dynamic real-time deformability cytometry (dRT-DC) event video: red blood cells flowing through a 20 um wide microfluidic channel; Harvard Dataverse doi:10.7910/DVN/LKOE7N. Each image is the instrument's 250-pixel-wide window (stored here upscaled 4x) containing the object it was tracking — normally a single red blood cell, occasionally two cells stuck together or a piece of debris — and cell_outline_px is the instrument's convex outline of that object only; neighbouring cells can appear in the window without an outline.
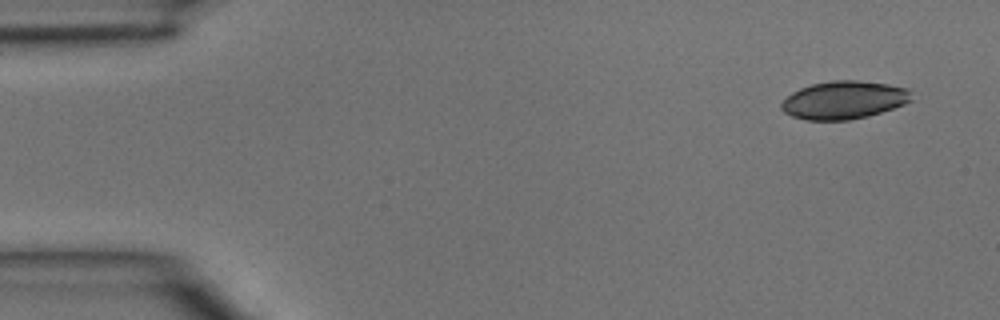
{"species": "common noctule bat (a hibernating species)", "species_latin": "Nyctalus noctula", "temperature_condition": "room temperature", "stored_images_in_passage": 4, "camera_frame_rate_fps": 3000, "um_per_image_px": 0.085, "animal": {"sex": "male", "body_mass_g": 15.6}, "frame": {"image": 1, "passage_image": 1, "time_ms": 0.0, "image_size_px": [1000, 320], "cell_outline_px": [[912, 100], [904, 104], [868, 116], [848, 120], [804, 120], [792, 116], [784, 112], [780, 108], [780, 104], [792, 92], [800, 88], [812, 84], [832, 80], [856, 80], [888, 84], [908, 88]], "centroid_in_image_um": [71.71, 8.5], "position_along_channel_um": 13.3, "area_um2": 28.73}}
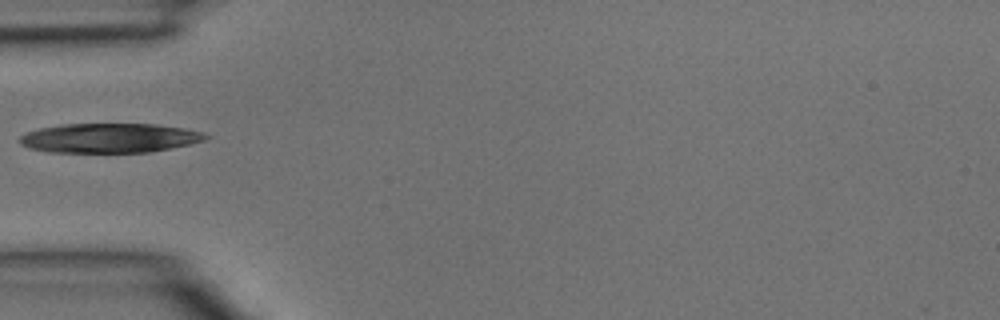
{"frame": {"image": 2, "passage_image": 4, "time_ms": 1.0, "image_size_px": [1000, 320], "cell_outline_px": [[212, 136], [204, 140], [188, 144], [148, 152], [48, 152], [28, 148], [20, 144], [20, 136], [28, 132], [40, 128], [60, 124], [156, 124], [184, 128], [204, 132]], "centroid_in_image_um": [9.3, 11.72], "position_along_channel_um": 75.7, "area_um2": 31.85}}